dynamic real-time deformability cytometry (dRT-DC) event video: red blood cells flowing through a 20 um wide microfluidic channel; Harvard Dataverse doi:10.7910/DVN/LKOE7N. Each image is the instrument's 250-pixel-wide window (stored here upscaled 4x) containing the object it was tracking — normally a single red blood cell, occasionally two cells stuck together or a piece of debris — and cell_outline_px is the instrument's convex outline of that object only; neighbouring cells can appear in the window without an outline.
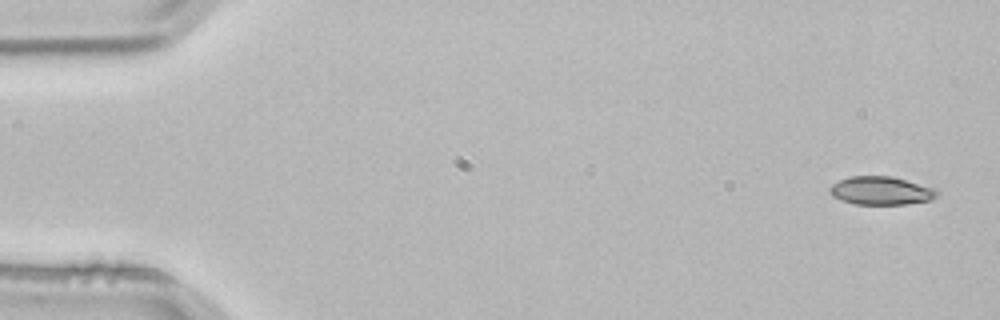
{"species": "common noctule bat (a hibernating species)", "species_latin": "Nyctalus noctula", "temperature_condition": "room temperature", "stored_images_in_passage": 4, "camera_frame_rate_fps": 3000, "um_per_image_px": 0.085, "animal": {"sex": "male", "body_mass_g": 21.5, "forearm_length_mm": 52.0}, "frame": {"image": 1, "passage_image": 1, "time_ms": 0.0, "image_size_px": [1000, 320], "cell_outline_px": [[940, 192], [936, 196], [928, 200], [904, 204], [856, 204], [840, 200], [832, 196], [828, 188], [832, 184], [848, 176], [892, 176], [936, 188]], "centroid_in_image_um": [74.87, 16.2], "position_along_channel_um": 10.1, "area_um2": 17.69}}